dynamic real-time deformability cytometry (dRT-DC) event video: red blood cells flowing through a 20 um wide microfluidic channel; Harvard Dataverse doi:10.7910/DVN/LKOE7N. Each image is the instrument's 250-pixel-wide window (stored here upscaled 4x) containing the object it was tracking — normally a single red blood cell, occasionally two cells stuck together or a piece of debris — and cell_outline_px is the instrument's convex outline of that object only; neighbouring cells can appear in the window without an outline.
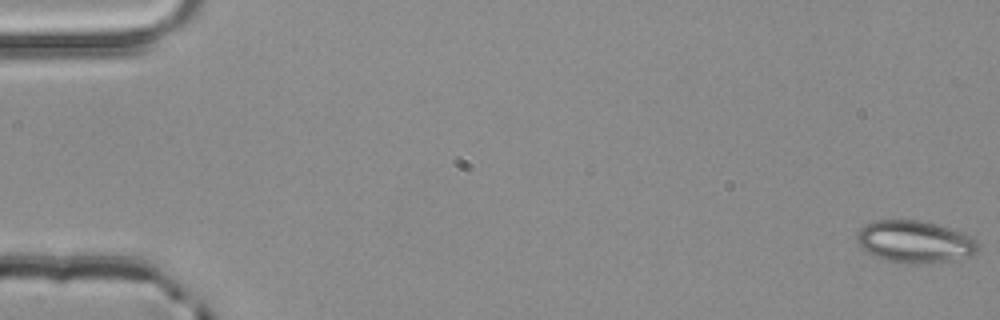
{"species": "common noctule bat (a hibernating species)", "species_latin": "Nyctalus noctula", "temperature_condition": "room temperature", "stored_images_in_passage": 3, "camera_frame_rate_fps": 3000, "um_per_image_px": 0.085, "animal": {"sex": "male", "body_mass_g": 20.4}, "frame": {"image": 1, "passage_image": 1, "time_ms": 0.0, "image_size_px": [1000, 320], "cell_outline_px": [[980, 252], [972, 256], [952, 260], [884, 260], [868, 252], [856, 240], [856, 236], [860, 228], [876, 220], [916, 220], [936, 224], [964, 232], [972, 236], [976, 240]], "centroid_in_image_um": [77.81, 20.49], "position_along_channel_um": 7.2, "area_um2": 28.73}}